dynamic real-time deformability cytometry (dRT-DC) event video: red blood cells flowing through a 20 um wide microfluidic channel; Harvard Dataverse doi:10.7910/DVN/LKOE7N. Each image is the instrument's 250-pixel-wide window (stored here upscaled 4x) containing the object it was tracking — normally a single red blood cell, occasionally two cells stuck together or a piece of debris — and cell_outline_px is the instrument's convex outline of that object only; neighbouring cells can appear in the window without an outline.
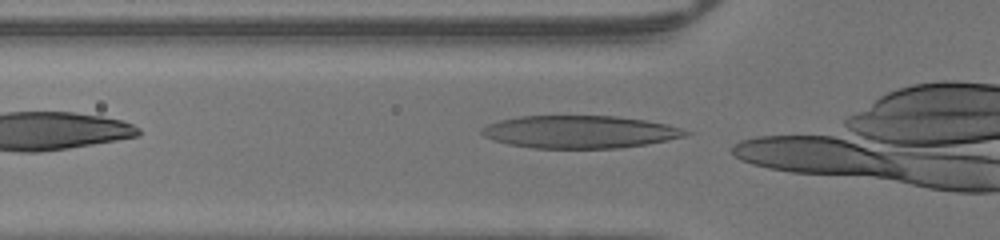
{"species": "human", "species_latin": "Homo sapiens", "temperature_condition": "warm", "stored_images_in_passage": 4, "camera_frame_rate_fps": 3000, "um_per_image_px": 0.085, "donor": {"sex": "male"}, "frame": {"image": 1, "passage_image": 2, "time_ms": 0.333, "image_size_px": [1000, 240], "cell_outline_px": [[692, 132], [684, 136], [668, 140], [620, 148], [532, 148], [508, 144], [492, 140], [484, 136], [480, 132], [480, 128], [488, 124], [500, 120], [520, 116], [616, 116], [644, 120], [668, 124]], "centroid_in_image_um": [49.24, 11.21], "position_along_channel_um": 76.6, "area_um2": 38.73}}